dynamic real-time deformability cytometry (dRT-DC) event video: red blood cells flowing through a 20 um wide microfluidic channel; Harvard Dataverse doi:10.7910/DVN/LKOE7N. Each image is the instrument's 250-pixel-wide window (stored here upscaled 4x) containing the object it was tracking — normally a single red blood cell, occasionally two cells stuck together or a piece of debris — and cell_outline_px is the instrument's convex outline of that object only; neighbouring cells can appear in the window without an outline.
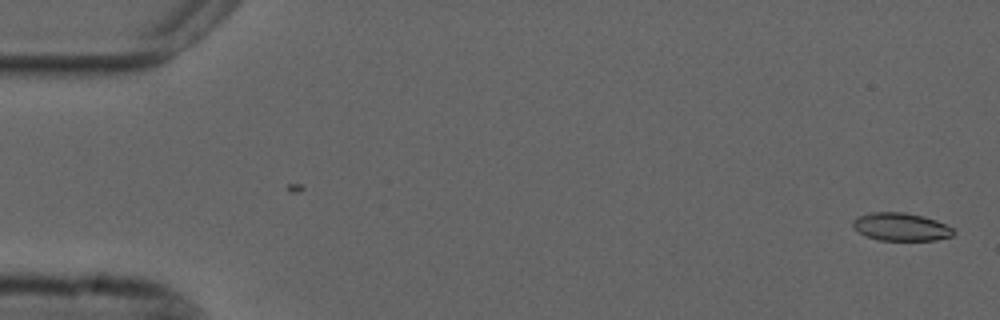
{"species": "common noctule bat (a hibernating species)", "species_latin": "Nyctalus noctula", "temperature_condition": "cold", "stored_images_in_passage": 8, "camera_frame_rate_fps": 3000, "um_per_image_px": 0.085, "animal": {"sex": "male", "forearm_length_mm": 52.5}, "frame": {"image": 1, "passage_image": 1, "time_ms": 0.0, "image_size_px": [1000, 320], "cell_outline_px": [[956, 232], [952, 236], [936, 240], [880, 240], [864, 236], [852, 224], [852, 220], [856, 216], [868, 212], [904, 212], [924, 216], [936, 220], [952, 228]], "centroid_in_image_um": [76.56, 19.27], "position_along_channel_um": 8.4, "area_um2": 16.47}}